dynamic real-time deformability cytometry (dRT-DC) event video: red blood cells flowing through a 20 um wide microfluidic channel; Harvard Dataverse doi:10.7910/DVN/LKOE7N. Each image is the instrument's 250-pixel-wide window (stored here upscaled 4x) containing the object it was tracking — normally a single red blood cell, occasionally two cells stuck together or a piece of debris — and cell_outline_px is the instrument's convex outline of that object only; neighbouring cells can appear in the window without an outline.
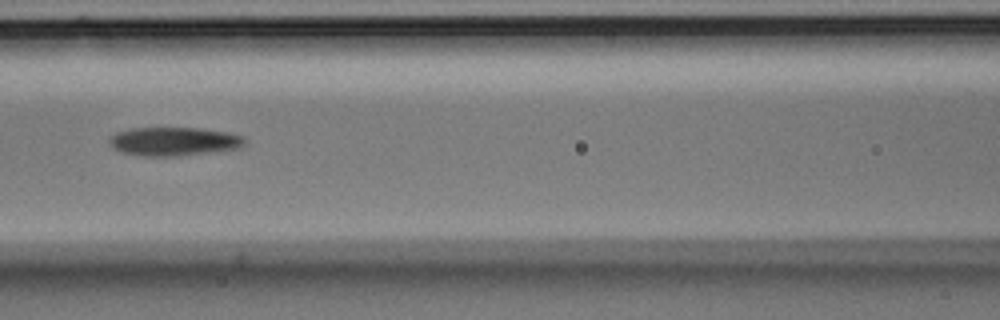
{"species": "Egyptian fruit bat (a non-hibernating species)", "species_latin": "Rousettus aegyptiacus", "temperature_condition": "room temperature", "stored_images_in_passage": 6, "camera_frame_rate_fps": 3000, "um_per_image_px": 0.085, "animal": {"sex": "male"}, "frame": {"image": 1, "passage_image": 4, "time_ms": 1.0, "image_size_px": [1000, 320], "cell_outline_px": [[244, 144], [240, 148], [216, 152], [176, 156], [140, 156], [120, 152], [112, 148], [108, 140], [116, 132], [132, 128], [200, 128], [228, 132], [244, 136]], "centroid_in_image_um": [14.78, 12.03], "position_along_channel_um": 151.8, "area_um2": 22.83}}
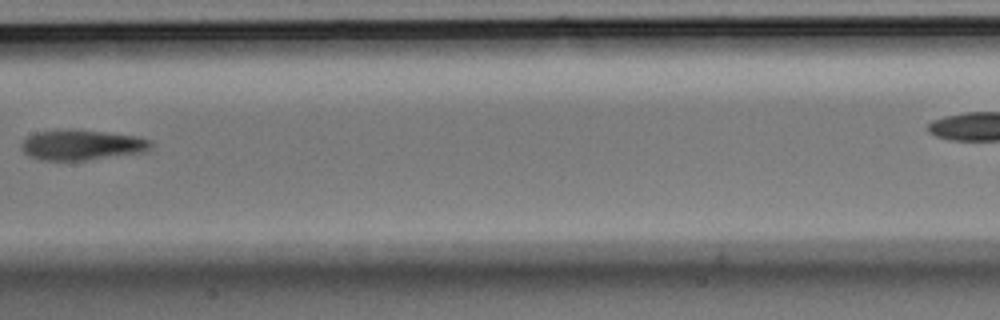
{"frame": {"image": 2, "passage_image": 5, "time_ms": 1.333, "image_size_px": [1000, 320], "cell_outline_px": [[152, 148], [144, 152], [84, 160], [40, 160], [28, 156], [20, 148], [20, 144], [28, 136], [36, 132], [104, 132], [136, 136], [152, 140]], "centroid_in_image_um": [6.97, 12.36], "position_along_channel_um": 200.4, "area_um2": 22.02}}
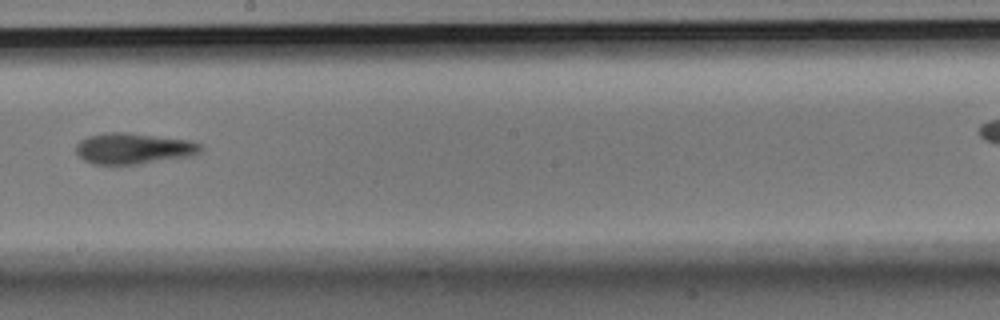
{"frame": {"image": 3, "passage_image": 6, "time_ms": 1.667, "image_size_px": [1000, 320], "cell_outline_px": [[204, 148], [196, 156], [136, 164], [92, 164], [84, 160], [76, 152], [76, 144], [80, 140], [88, 136], [104, 132], [128, 132], [192, 140], [200, 144]], "centroid_in_image_um": [11.39, 12.61], "position_along_channel_um": 236.8, "area_um2": 22.89}}